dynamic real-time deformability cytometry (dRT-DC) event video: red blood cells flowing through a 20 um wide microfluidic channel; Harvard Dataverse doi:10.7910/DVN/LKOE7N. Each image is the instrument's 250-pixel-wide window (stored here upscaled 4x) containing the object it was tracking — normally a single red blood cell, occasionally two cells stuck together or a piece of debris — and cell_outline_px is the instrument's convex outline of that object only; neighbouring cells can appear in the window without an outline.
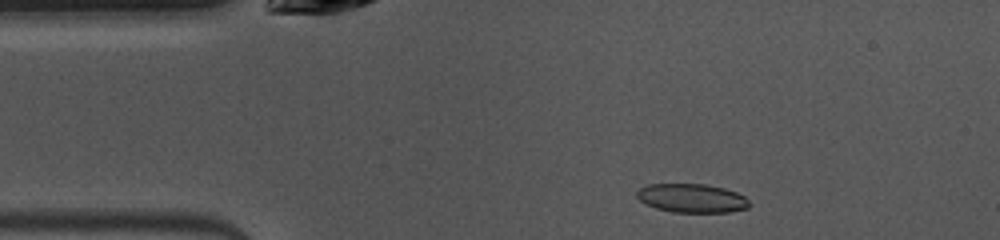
{"species": "common noctule bat (a hibernating species)", "species_latin": "Nyctalus noctula", "temperature_condition": "warm", "stored_images_in_passage": 44, "camera_frame_rate_fps": 3000, "um_per_image_px": 0.085, "animal": {"sex": "female", "body_mass_g": 10.0, "forearm_length_mm": 53.1}, "frame": {"image": 1, "passage_image": 3, "time_ms": 0.667, "image_size_px": [1000, 240], "cell_outline_px": [[752, 204], [748, 208], [728, 212], [672, 212], [656, 208], [640, 200], [636, 196], [636, 192], [640, 188], [648, 184], [704, 184], [724, 188], [736, 192], [744, 196]], "centroid_in_image_um": [58.83, 16.84], "position_along_channel_um": 26.2, "area_um2": 18.84}}
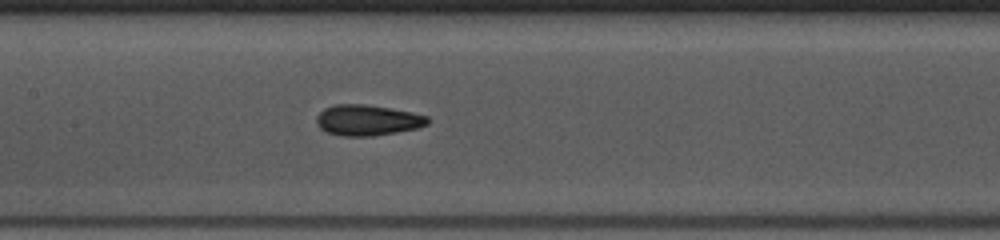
{"frame": {"image": 2, "passage_image": 17, "time_ms": 5.333, "image_size_px": [1000, 240], "cell_outline_px": [[428, 124], [420, 128], [372, 136], [344, 136], [328, 132], [320, 128], [316, 124], [316, 116], [324, 108], [336, 104], [364, 104], [388, 108], [428, 116]], "centroid_in_image_um": [31.21, 10.22], "position_along_channel_um": 176.2, "area_um2": 19.77}}
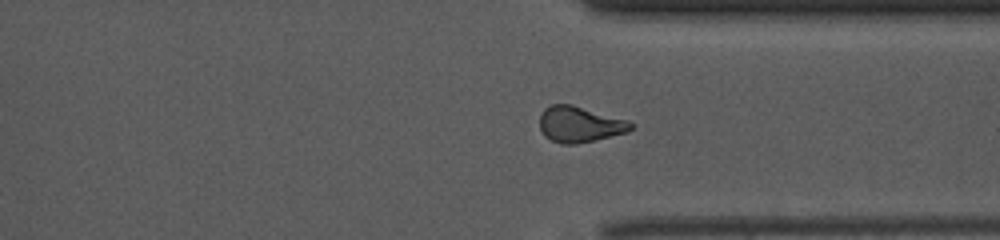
{"frame": {"image": 3, "passage_image": 31, "time_ms": 10.0, "image_size_px": [1000, 240], "cell_outline_px": [[632, 128], [628, 132], [576, 144], [564, 144], [552, 140], [544, 136], [540, 128], [540, 116], [544, 108], [552, 104], [572, 104], [628, 120], [632, 124]], "centroid_in_image_um": [49.26, 10.56], "position_along_channel_um": 362.1, "area_um2": 18.96}, "authors_computed_cell_mechanics": {"area_um2": 19.4497, "velocity_mm_per_s": 4.0047, "shape_relaxation_time_tau1_ms": 6.1253, "shape_relaxation_time_tau2_ms": 4.4538, "deformation_change_tau1": 0.1427, "deformation_change_tau2": 0.0854}}